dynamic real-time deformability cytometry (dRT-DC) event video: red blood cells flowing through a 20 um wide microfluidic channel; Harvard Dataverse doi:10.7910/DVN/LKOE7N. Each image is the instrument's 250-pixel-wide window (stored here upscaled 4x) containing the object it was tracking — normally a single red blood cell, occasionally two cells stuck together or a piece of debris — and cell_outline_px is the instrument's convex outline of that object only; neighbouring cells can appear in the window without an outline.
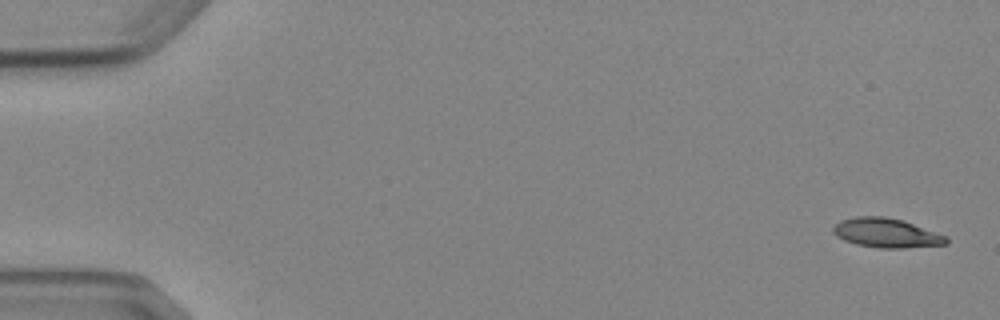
{"species": "Egyptian fruit bat (a non-hibernating species)", "species_latin": "Rousettus aegyptiacus", "temperature_condition": "cold", "stored_images_in_passage": 5, "camera_frame_rate_fps": 3000, "um_per_image_px": 0.085, "animal": {"sex": "female"}, "frame": {"image": 1, "passage_image": 1, "time_ms": 0.0, "image_size_px": [1000, 320], "cell_outline_px": [[948, 244], [904, 248], [876, 248], [856, 244], [844, 240], [836, 236], [832, 232], [832, 228], [840, 220], [856, 216], [884, 216], [904, 220], [948, 236]], "centroid_in_image_um": [75.35, 19.8], "position_along_channel_um": 9.7, "area_um2": 19.59}}
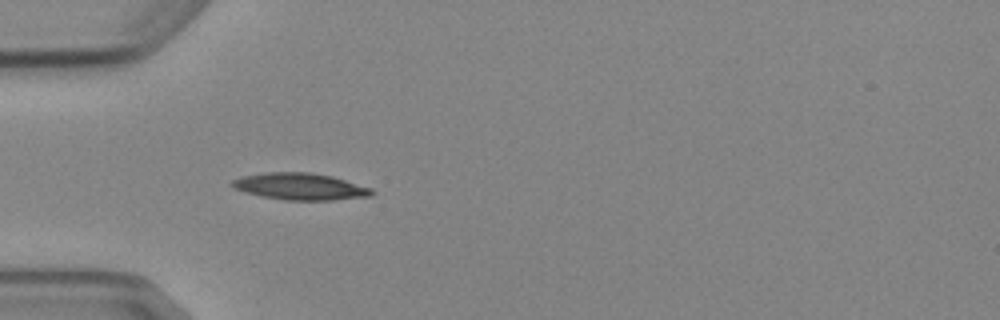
{"frame": {"image": 2, "passage_image": 5, "time_ms": 5.0, "image_size_px": [1000, 320], "cell_outline_px": [[376, 192], [372, 196], [332, 200], [284, 200], [264, 196], [232, 188], [228, 184], [232, 180], [244, 176], [264, 172], [312, 172], [332, 176], [372, 188]], "centroid_in_image_um": [25.54, 15.84], "position_along_channel_um": 59.5, "area_um2": 21.85}}